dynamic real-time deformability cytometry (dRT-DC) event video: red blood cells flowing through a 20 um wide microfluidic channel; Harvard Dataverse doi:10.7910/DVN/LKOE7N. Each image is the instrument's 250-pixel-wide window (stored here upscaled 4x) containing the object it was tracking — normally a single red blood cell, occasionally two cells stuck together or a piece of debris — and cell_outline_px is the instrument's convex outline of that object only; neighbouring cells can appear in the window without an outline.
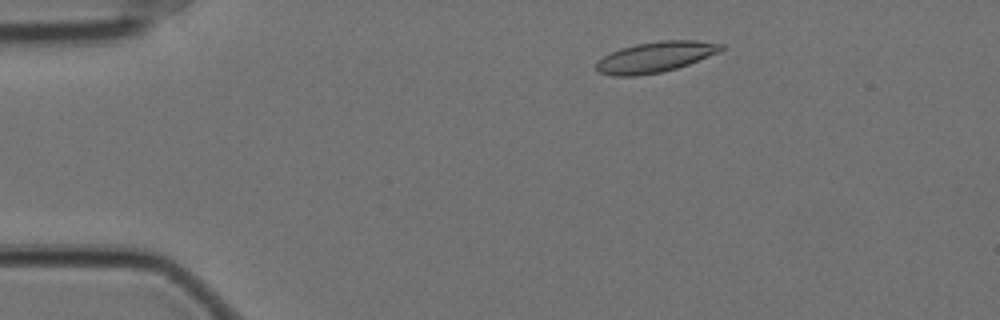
{"species": "Egyptian fruit bat (a non-hibernating species)", "species_latin": "Rousettus aegyptiacus", "temperature_condition": "cold", "stored_images_in_passage": 54, "camera_frame_rate_fps": 3000, "um_per_image_px": 0.085, "animal": {"sex": "female"}, "frame": {"image": 1, "passage_image": 6, "time_ms": 1.667, "image_size_px": [1000, 320], "cell_outline_px": [[724, 48], [720, 52], [688, 64], [676, 68], [660, 72], [636, 76], [612, 76], [596, 72], [596, 64], [604, 56], [620, 48], [636, 44], [660, 40], [696, 40], [724, 44]], "centroid_in_image_um": [55.71, 4.84], "position_along_channel_um": 29.3, "area_um2": 22.25}}
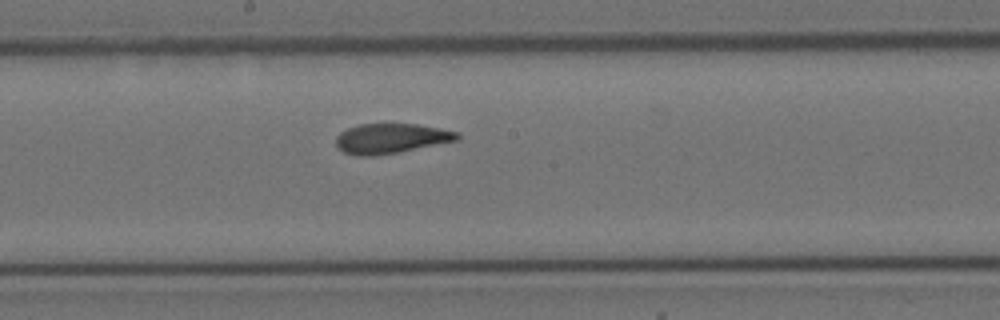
{"frame": {"image": 2, "passage_image": 27, "time_ms": 8.667, "image_size_px": [1000, 320], "cell_outline_px": [[460, 140], [396, 152], [372, 156], [360, 156], [344, 152], [336, 144], [336, 136], [340, 132], [348, 128], [360, 124], [416, 124], [440, 128], [460, 132]], "centroid_in_image_um": [33.26, 11.76], "position_along_channel_um": 214.9, "area_um2": 20.98}}
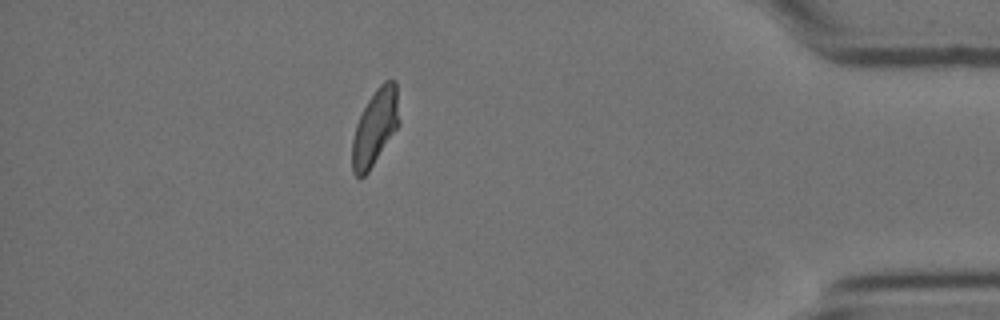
{"frame": {"image": 3, "passage_image": 47, "time_ms": 15.333, "image_size_px": [1000, 320], "cell_outline_px": [[400, 124], [368, 172], [360, 180], [352, 172], [352, 140], [356, 124], [368, 100], [376, 88], [384, 80], [396, 80], [400, 120]], "centroid_in_image_um": [31.89, 10.82], "position_along_channel_um": 403.3, "area_um2": 20.92}, "authors_computed_cell_mechanics": {"area_um2": 21.4727, "velocity_mm_per_s": 3.4824, "shape_relaxation_time_tau1_ms": 5.0638, "shape_relaxation_time_tau2_ms": 2.0016, "deformation_change_tau1": 0.1596, "deformation_change_tau2": 0.053}}